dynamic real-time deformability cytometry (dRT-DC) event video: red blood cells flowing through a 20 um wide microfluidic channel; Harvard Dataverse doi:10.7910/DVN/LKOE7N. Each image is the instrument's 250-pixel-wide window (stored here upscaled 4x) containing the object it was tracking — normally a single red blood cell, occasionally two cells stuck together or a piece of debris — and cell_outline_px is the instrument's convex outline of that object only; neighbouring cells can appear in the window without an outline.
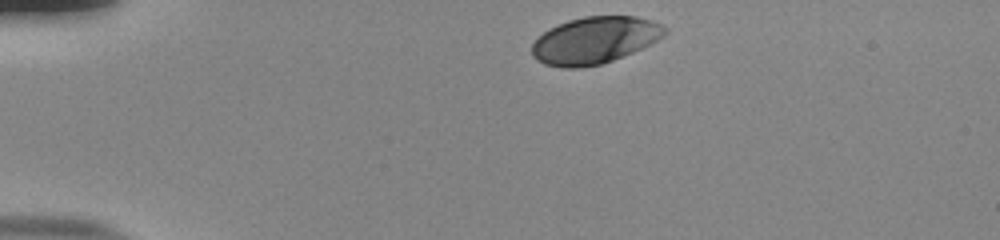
{"species": "human", "species_latin": "Homo sapiens", "temperature_condition": "room temperature", "stored_images_in_passage": 35, "camera_frame_rate_fps": 3000, "um_per_image_px": 0.085, "donor": {"sex": "male"}, "frame": {"image": 1, "passage_image": 1, "time_ms": 0.0, "image_size_px": [1000, 240], "cell_outline_px": [[668, 32], [664, 36], [632, 52], [612, 60], [600, 64], [580, 68], [564, 68], [544, 64], [536, 60], [532, 56], [532, 44], [548, 28], [568, 20], [584, 16], [636, 16], [652, 20], [668, 28]], "centroid_in_image_um": [50.54, 3.41], "position_along_channel_um": 34.5, "area_um2": 36.24}}
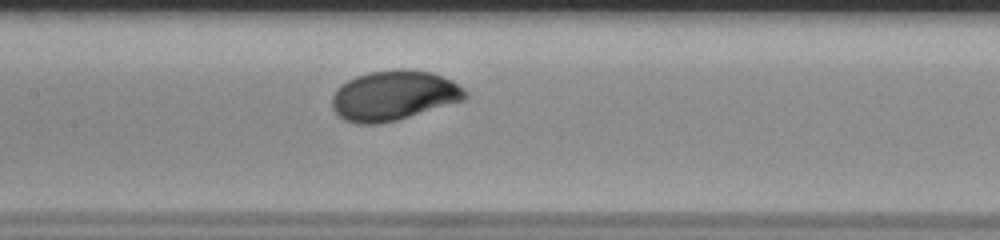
{"frame": {"image": 2, "passage_image": 17, "time_ms": 5.333, "image_size_px": [1000, 240], "cell_outline_px": [[468, 96], [464, 100], [396, 120], [380, 124], [356, 124], [344, 120], [332, 108], [332, 96], [336, 88], [348, 80], [356, 76], [368, 72], [396, 68], [404, 68], [432, 72], [452, 80], [464, 88], [468, 92]], "centroid_in_image_um": [33.47, 8.1], "position_along_channel_um": 173.9, "area_um2": 38.96}}
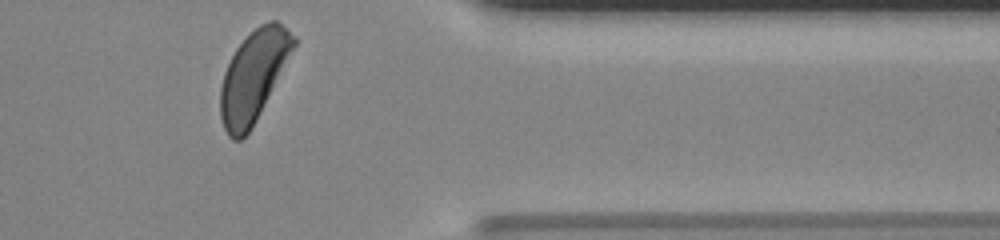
{"frame": {"image": 3, "passage_image": 35, "time_ms": 11.333, "image_size_px": [1000, 240], "cell_outline_px": [[296, 44], [252, 128], [240, 140], [232, 140], [228, 136], [224, 128], [220, 116], [220, 88], [224, 72], [236, 48], [260, 24], [268, 20], [276, 20], [296, 36]], "centroid_in_image_um": [21.53, 6.47], "position_along_channel_um": 389.9, "area_um2": 38.15}, "authors_computed_cell_mechanics": {"area_um2": 37.9168, "velocity_mm_per_s": 3.8015, "shape_relaxation_time_tau1_ms": 2.8267, "shape_relaxation_time_tau2_ms": null, "deformation_change_tau1": 0.1501, "deformation_change_tau2": null}}